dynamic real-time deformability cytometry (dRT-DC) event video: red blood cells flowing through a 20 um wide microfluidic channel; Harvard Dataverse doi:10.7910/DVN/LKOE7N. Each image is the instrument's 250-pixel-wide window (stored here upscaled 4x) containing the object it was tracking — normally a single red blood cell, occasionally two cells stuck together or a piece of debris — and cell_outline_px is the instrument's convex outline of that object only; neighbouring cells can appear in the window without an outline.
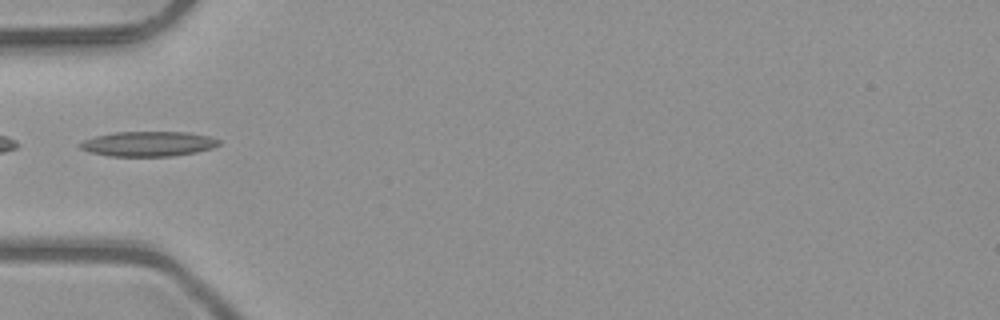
{"species": "common noctule bat (a hibernating species)", "species_latin": "Nyctalus noctula", "temperature_condition": "room temperature", "stored_images_in_passage": 6, "camera_frame_rate_fps": 3000, "um_per_image_px": 0.085, "animal": {"sex": "male", "body_mass_g": 23.1, "forearm_length_mm": 52.7}, "frame": {"image": 1, "passage_image": 5, "time_ms": 1.333, "image_size_px": [1000, 320], "cell_outline_px": [[220, 144], [212, 148], [196, 152], [172, 156], [108, 156], [88, 152], [80, 148], [80, 144], [84, 140], [96, 136], [116, 132], [188, 132], [208, 136], [220, 140]], "centroid_in_image_um": [12.61, 12.23], "position_along_channel_um": 72.4, "area_um2": 20.11}}
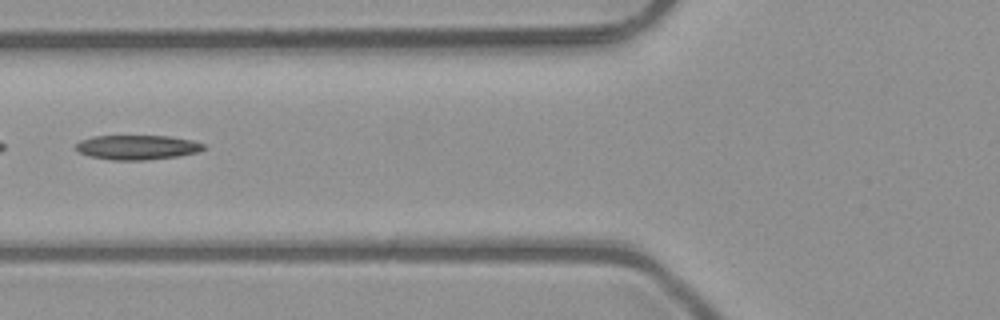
{"frame": {"image": 2, "passage_image": 6, "time_ms": 1.667, "image_size_px": [1000, 320], "cell_outline_px": [[204, 148], [196, 152], [180, 156], [144, 160], [112, 160], [88, 156], [72, 148], [80, 140], [92, 136], [168, 136], [192, 140], [204, 144]], "centroid_in_image_um": [11.61, 12.52], "position_along_channel_um": 114.2, "area_um2": 18.32}}